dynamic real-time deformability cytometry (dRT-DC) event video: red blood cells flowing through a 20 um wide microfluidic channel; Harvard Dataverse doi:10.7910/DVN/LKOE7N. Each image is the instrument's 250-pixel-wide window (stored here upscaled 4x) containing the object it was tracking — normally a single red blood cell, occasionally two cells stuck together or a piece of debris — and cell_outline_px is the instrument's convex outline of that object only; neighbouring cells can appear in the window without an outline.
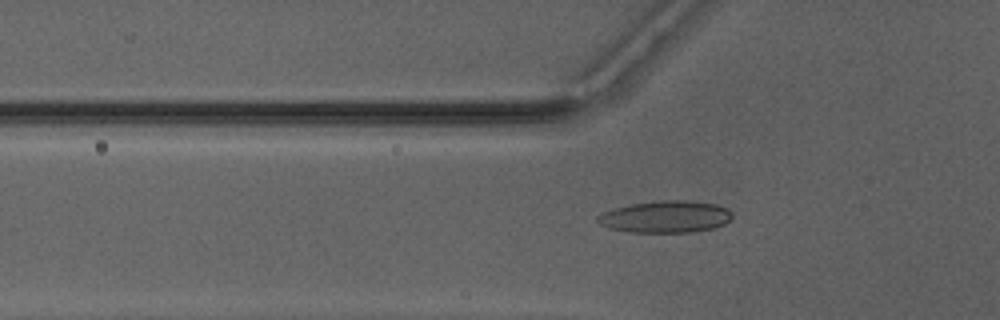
{"species": "Egyptian fruit bat (a non-hibernating species)", "species_latin": "Rousettus aegyptiacus", "temperature_condition": "warm", "stored_images_in_passage": 41, "camera_frame_rate_fps": 3000, "um_per_image_px": 0.085, "animal": {"sex": "male"}, "frame": {"image": 1, "passage_image": 9, "time_ms": 2.667, "image_size_px": [1000, 320], "cell_outline_px": [[732, 216], [724, 224], [712, 228], [692, 232], [628, 232], [608, 228], [600, 224], [596, 220], [596, 216], [604, 212], [616, 208], [632, 204], [660, 200], [684, 200], [716, 204], [728, 208], [732, 212]], "centroid_in_image_um": [56.57, 18.42], "position_along_channel_um": 69.2, "area_um2": 24.97}}
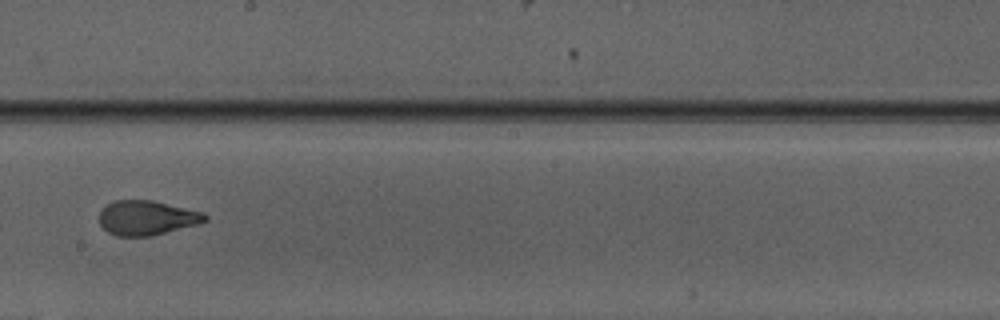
{"frame": {"image": 2, "passage_image": 21, "time_ms": 6.667, "image_size_px": [1000, 320], "cell_outline_px": [[208, 220], [200, 224], [152, 236], [116, 236], [108, 232], [100, 224], [100, 208], [116, 200], [152, 200], [200, 212], [208, 216]], "centroid_in_image_um": [12.47, 18.53], "position_along_channel_um": 235.7, "area_um2": 21.27}}
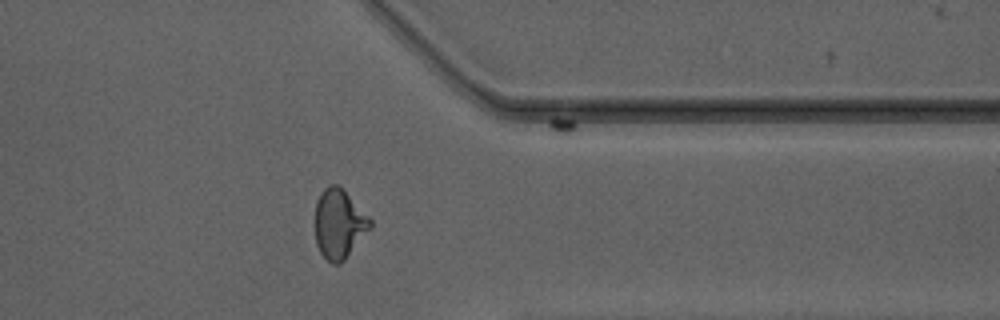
{"frame": {"image": 3, "passage_image": 32, "time_ms": 10.333, "image_size_px": [1000, 320], "cell_outline_px": [[372, 228], [344, 260], [340, 264], [332, 264], [320, 252], [316, 244], [312, 224], [316, 200], [320, 192], [328, 184], [336, 184], [372, 220]], "centroid_in_image_um": [28.76, 19.05], "position_along_channel_um": 382.6, "area_um2": 22.66}, "authors_computed_cell_mechanics": {"area_um2": 22.0796, "velocity_mm_per_s": 4.1713, "shape_relaxation_time_tau1_ms": 4.5209, "shape_relaxation_time_tau2_ms": 0.6599, "deformation_change_tau1": 0.1976, "deformation_change_tau2": 0.0668}}